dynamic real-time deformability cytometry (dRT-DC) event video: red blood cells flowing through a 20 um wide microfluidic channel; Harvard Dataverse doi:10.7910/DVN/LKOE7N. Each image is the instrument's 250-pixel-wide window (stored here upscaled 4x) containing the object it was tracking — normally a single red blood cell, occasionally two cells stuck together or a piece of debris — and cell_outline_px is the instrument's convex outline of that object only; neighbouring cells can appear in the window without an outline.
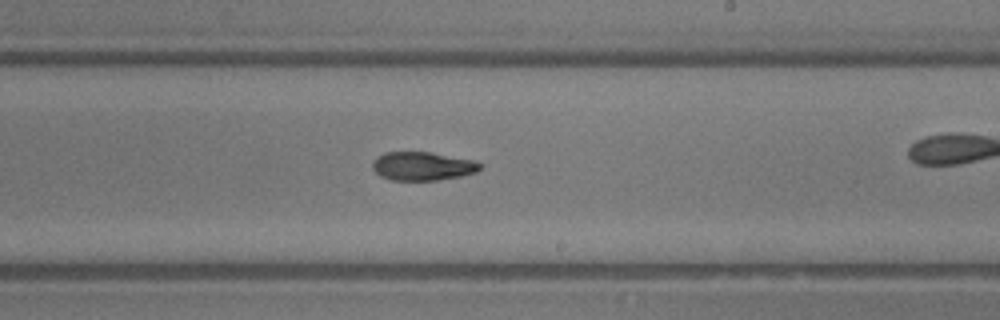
{"species": "common noctule bat (a hibernating species)", "species_latin": "Nyctalus noctula", "temperature_condition": "room temperature", "stored_images_in_passage": 34, "camera_frame_rate_fps": 3000, "um_per_image_px": 0.085, "animal": {"sex": "male", "body_mass_g": 13.3}, "frame": {"image": 1, "passage_image": 25, "time_ms": 8.0, "image_size_px": [1000, 320], "cell_outline_px": [[484, 164], [476, 172], [460, 176], [436, 180], [392, 180], [380, 176], [372, 168], [372, 160], [376, 156], [384, 152], [428, 152], [476, 160]], "centroid_in_image_um": [35.91, 14.11], "position_along_channel_um": 253.1, "area_um2": 18.03}}